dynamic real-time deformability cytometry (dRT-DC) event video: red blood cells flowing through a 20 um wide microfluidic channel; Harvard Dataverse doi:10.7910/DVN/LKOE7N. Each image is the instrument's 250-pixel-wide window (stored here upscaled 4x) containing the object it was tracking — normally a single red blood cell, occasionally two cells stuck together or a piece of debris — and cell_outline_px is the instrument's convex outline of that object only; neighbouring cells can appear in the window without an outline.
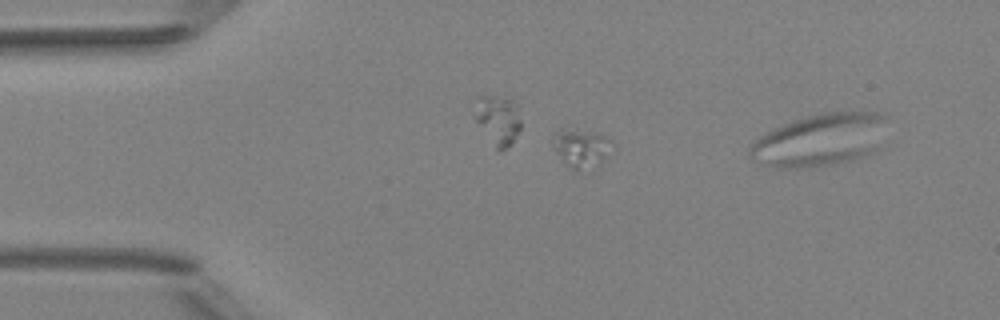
{"species": "Egyptian fruit bat (a non-hibernating species)", "species_latin": "Rousettus aegyptiacus", "temperature_condition": "room temperature", "stored_images_in_passage": 3, "segment_of_instrument_passage": [1, 2], "camera_frame_rate_fps": 3000, "um_per_image_px": 0.085, "animal": {"sex": "female"}, "frame": {"image": 1, "passage_image": 1, "time_ms": 0.0, "image_size_px": [1000, 320], "cell_outline_px": [[612, 140], [604, 160], [576, 172], [552, 148], [556, 132], [560, 128], [604, 136]], "centroid_in_image_um": [49.35, 12.59], "position_along_channel_um": 35.6, "area_um2": 12.25}}